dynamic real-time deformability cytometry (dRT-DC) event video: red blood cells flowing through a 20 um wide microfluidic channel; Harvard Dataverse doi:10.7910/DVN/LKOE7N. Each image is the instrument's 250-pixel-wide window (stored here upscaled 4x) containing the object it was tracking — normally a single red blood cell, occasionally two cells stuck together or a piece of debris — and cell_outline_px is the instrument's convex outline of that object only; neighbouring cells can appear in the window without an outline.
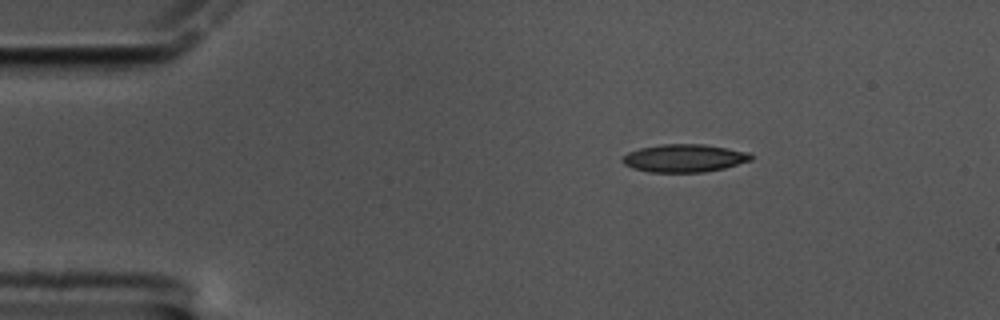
{"species": "common noctule bat (a hibernating species)", "species_latin": "Nyctalus noctula", "temperature_condition": "cold", "stored_images_in_passage": 50, "camera_frame_rate_fps": 3000, "um_per_image_px": 0.085, "animal": {"sex": "male", "body_mass_g": 17.5, "forearm_length_mm": 52.3}, "frame": {"image": 1, "passage_image": 1, "time_ms": 0.0, "image_size_px": [1000, 320], "cell_outline_px": [[752, 160], [724, 168], [704, 172], [648, 172], [632, 168], [624, 164], [620, 160], [628, 152], [640, 148], [660, 144], [704, 144], [748, 152], [752, 156]], "centroid_in_image_um": [58.13, 13.44], "position_along_channel_um": 26.9, "area_um2": 20.87}}
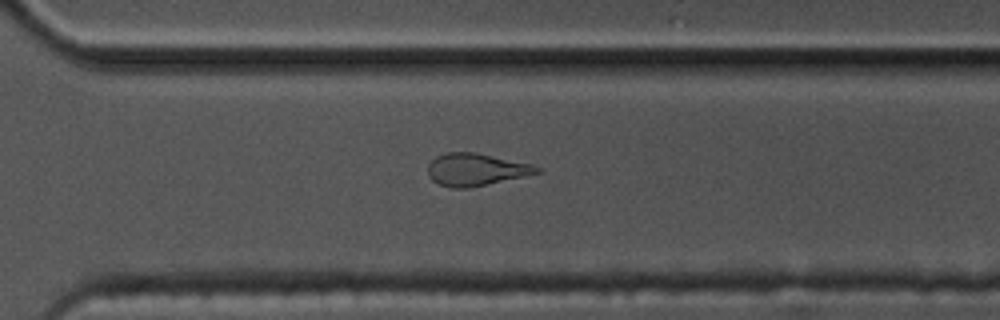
{"frame": {"image": 2, "passage_image": 33, "time_ms": 10.667, "image_size_px": [1000, 320], "cell_outline_px": [[544, 172], [468, 188], [452, 188], [436, 184], [428, 176], [428, 164], [436, 156], [448, 152], [476, 152], [532, 164], [544, 168]], "centroid_in_image_um": [40.47, 14.41], "position_along_channel_um": 330.1, "area_um2": 20.81}}
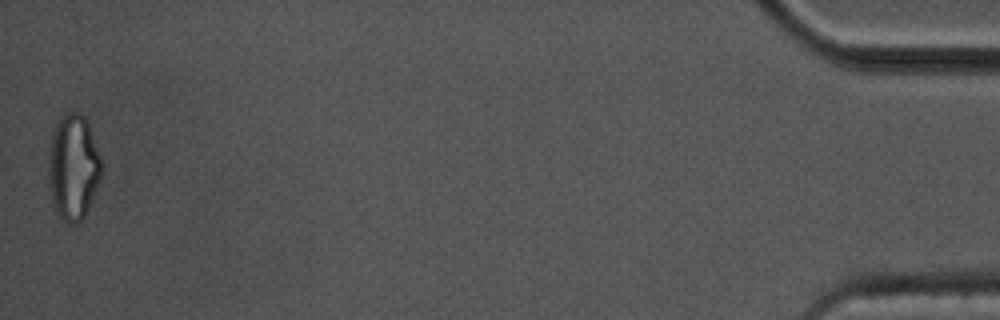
{"frame": {"image": 3, "passage_image": 50, "time_ms": 16.333, "image_size_px": [1000, 320], "cell_outline_px": [[104, 164], [96, 188], [88, 208], [80, 224], [68, 224], [56, 212], [52, 204], [48, 188], [48, 152], [52, 132], [60, 116], [64, 112], [80, 112], [84, 116], [88, 124]], "centroid_in_image_um": [6.2, 14.2], "position_along_channel_um": 429.0, "area_um2": 33.18}, "authors_computed_cell_mechanics": {"area_um2": 21.2415, "velocity_mm_per_s": 3.4018, "shape_relaxation_time_tau1_ms": 4.1319, "shape_relaxation_time_tau2_ms": 2.7099, "deformation_change_tau1": 0.1531, "deformation_change_tau2": 0.1219}}